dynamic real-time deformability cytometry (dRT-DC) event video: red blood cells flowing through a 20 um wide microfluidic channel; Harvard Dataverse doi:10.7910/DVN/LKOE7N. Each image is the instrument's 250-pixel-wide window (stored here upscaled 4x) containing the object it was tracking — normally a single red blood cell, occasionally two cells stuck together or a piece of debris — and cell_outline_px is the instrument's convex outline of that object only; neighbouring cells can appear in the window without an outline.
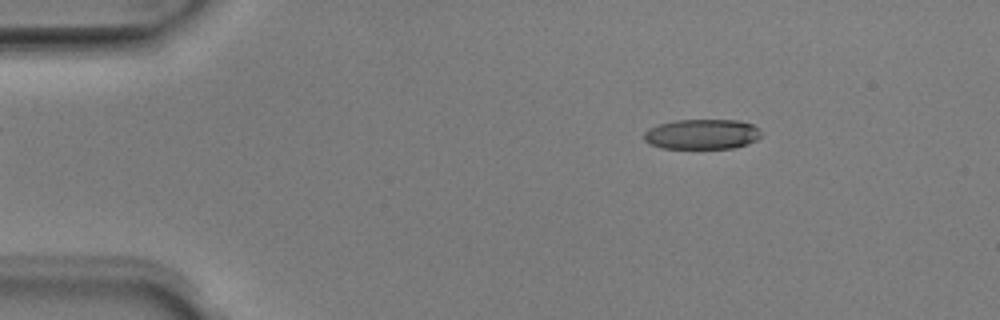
{"species": "Egyptian fruit bat (a non-hibernating species)", "species_latin": "Rousettus aegyptiacus", "temperature_condition": "room temperature", "stored_images_in_passage": 49, "camera_frame_rate_fps": 3000, "um_per_image_px": 0.085, "animal": {"sex": "male"}, "frame": {"image": 1, "passage_image": 6, "time_ms": 1.667, "image_size_px": [1000, 320], "cell_outline_px": [[760, 136], [756, 140], [748, 144], [732, 148], [660, 148], [648, 144], [644, 140], [644, 132], [648, 128], [660, 124], [676, 120], [740, 120], [752, 124], [760, 128]], "centroid_in_image_um": [59.66, 11.41], "position_along_channel_um": 25.3, "area_um2": 20.69}}
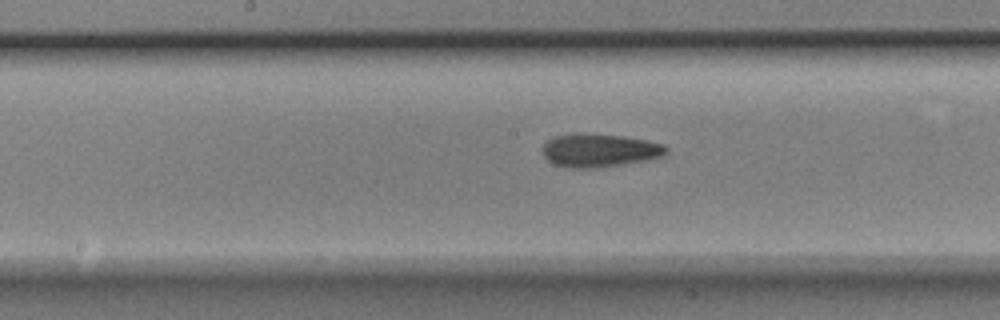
{"frame": {"image": 2, "passage_image": 24, "time_ms": 7.667, "image_size_px": [1000, 320], "cell_outline_px": [[668, 152], [664, 156], [648, 160], [592, 168], [568, 168], [552, 164], [540, 152], [544, 144], [552, 136], [576, 132], [584, 132], [624, 136], [648, 140], [664, 144], [668, 148]], "centroid_in_image_um": [50.93, 12.76], "position_along_channel_um": 197.3, "area_um2": 24.57}}
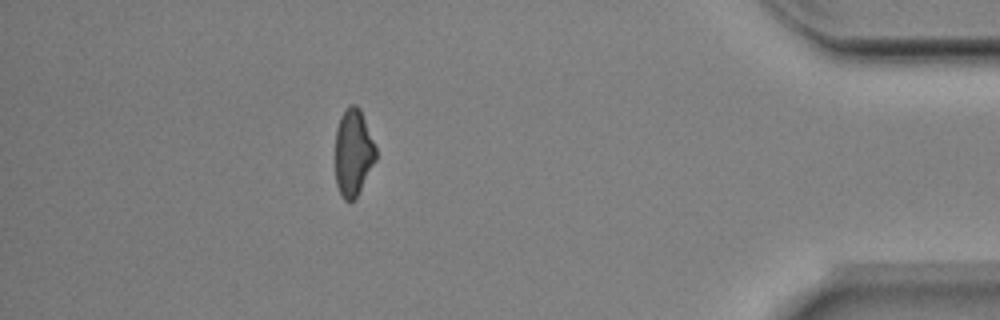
{"frame": {"image": 3, "passage_image": 43, "time_ms": 14.0, "image_size_px": [1000, 320], "cell_outline_px": [[376, 160], [356, 196], [352, 200], [344, 200], [336, 184], [336, 128], [340, 116], [348, 104], [356, 104], [360, 108], [376, 148]], "centroid_in_image_um": [30.02, 12.91], "position_along_channel_um": 405.2, "area_um2": 20.35}, "authors_computed_cell_mechanics": {"area_um2": 22.1374, "velocity_mm_per_s": 4.0199, "shape_relaxation_time_tau1_ms": 4.4322, "shape_relaxation_time_tau2_ms": 6.6431, "deformation_change_tau1": 0.1536, "deformation_change_tau2": 0.1647}}